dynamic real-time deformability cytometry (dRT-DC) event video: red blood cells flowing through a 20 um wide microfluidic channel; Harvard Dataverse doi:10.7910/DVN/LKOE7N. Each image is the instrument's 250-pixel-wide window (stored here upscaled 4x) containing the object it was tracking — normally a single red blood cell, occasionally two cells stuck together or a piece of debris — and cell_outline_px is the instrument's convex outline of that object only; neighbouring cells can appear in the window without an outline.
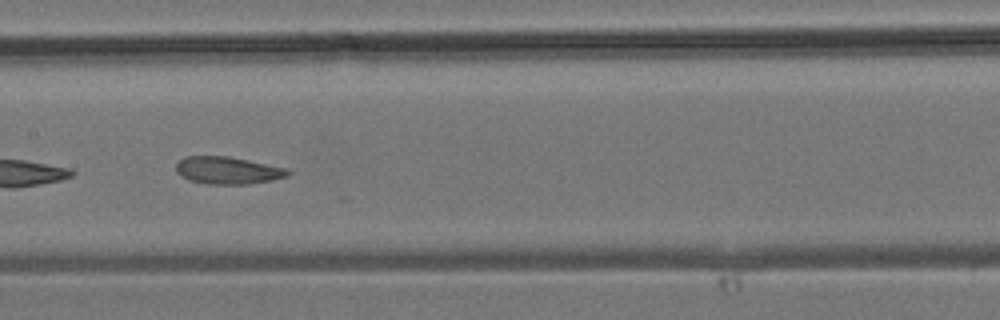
{"species": "common noctule bat (a hibernating species)", "species_latin": "Nyctalus noctula", "temperature_condition": "room temperature", "stored_images_in_passage": 14, "camera_frame_rate_fps": 3000, "um_per_image_px": 0.085, "animal": {"sex": "male", "body_mass_g": 19.2, "forearm_length_mm": 51.8}, "frame": {"image": 1, "passage_image": 11, "time_ms": 3.333, "image_size_px": [1000, 320], "cell_outline_px": [[292, 172], [288, 176], [272, 180], [248, 184], [208, 184], [188, 180], [180, 176], [176, 172], [176, 164], [184, 156], [228, 156], [288, 168]], "centroid_in_image_um": [19.36, 14.48], "position_along_channel_um": 188.0, "area_um2": 17.98}}